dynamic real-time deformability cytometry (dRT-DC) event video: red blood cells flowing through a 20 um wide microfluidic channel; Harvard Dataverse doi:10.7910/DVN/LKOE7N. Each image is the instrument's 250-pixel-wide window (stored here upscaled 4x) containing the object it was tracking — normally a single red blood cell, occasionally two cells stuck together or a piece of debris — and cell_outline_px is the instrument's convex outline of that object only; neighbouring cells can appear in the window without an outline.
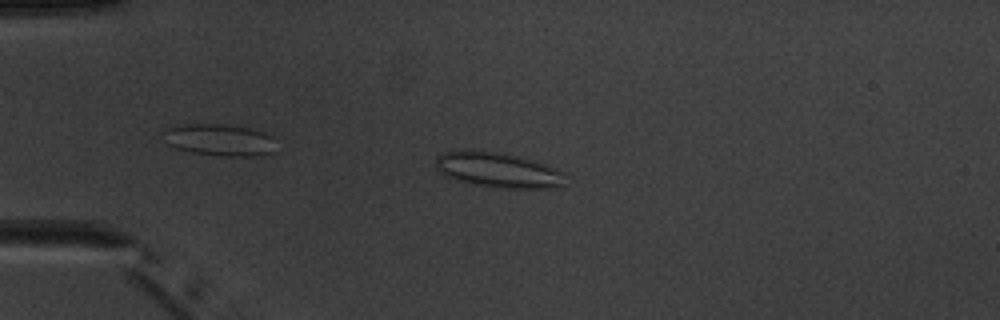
{"species": "common noctule bat (a hibernating species)", "species_latin": "Nyctalus noctula", "temperature_condition": "warm", "stored_images_in_passage": 2, "camera_frame_rate_fps": 3000, "um_per_image_px": 0.085, "animal": {"sex": "male", "body_mass_g": 20.1, "forearm_length_mm": 53.5}, "frame": {"image": 1, "passage_image": 1, "time_ms": 0.0, "image_size_px": [1000, 320], "cell_outline_px": [[564, 188], [500, 188], [476, 184], [456, 180], [444, 176], [436, 168], [436, 156], [444, 152], [464, 148], [472, 148], [500, 152], [520, 156], [536, 160], [548, 164], [564, 172]], "centroid_in_image_um": [42.34, 14.42], "position_along_channel_um": 42.7, "area_um2": 27.4}}